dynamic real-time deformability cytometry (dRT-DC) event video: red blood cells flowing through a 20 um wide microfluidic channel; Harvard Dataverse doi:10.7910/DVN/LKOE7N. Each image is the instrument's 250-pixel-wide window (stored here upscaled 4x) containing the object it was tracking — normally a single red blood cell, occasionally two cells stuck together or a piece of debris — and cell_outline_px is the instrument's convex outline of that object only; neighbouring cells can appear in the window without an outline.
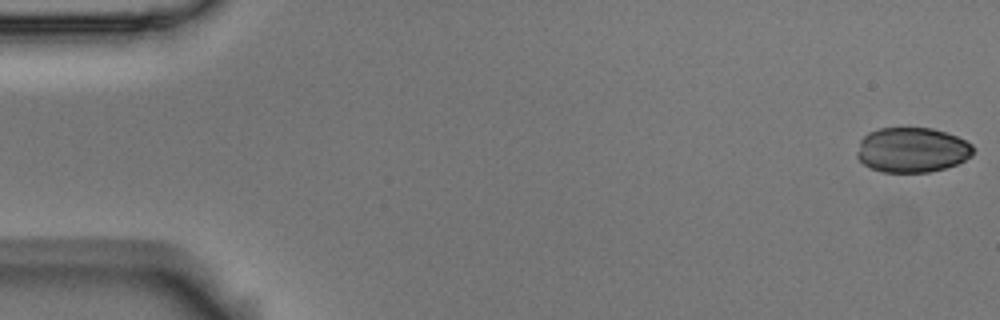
{"species": "Egyptian fruit bat (a non-hibernating species)", "species_latin": "Rousettus aegyptiacus", "temperature_condition": "room temperature", "stored_images_in_passage": 6, "camera_frame_rate_fps": 3000, "um_per_image_px": 0.085, "animal": {"sex": "male"}, "frame": {"image": 1, "passage_image": 1, "time_ms": 0.0, "image_size_px": [1000, 320], "cell_outline_px": [[976, 148], [972, 156], [956, 164], [944, 168], [928, 172], [884, 172], [872, 168], [864, 164], [856, 156], [856, 152], [860, 140], [868, 132], [880, 128], [932, 128], [956, 136], [972, 144]], "centroid_in_image_um": [77.53, 12.74], "position_along_channel_um": 7.5, "area_um2": 30.46}}
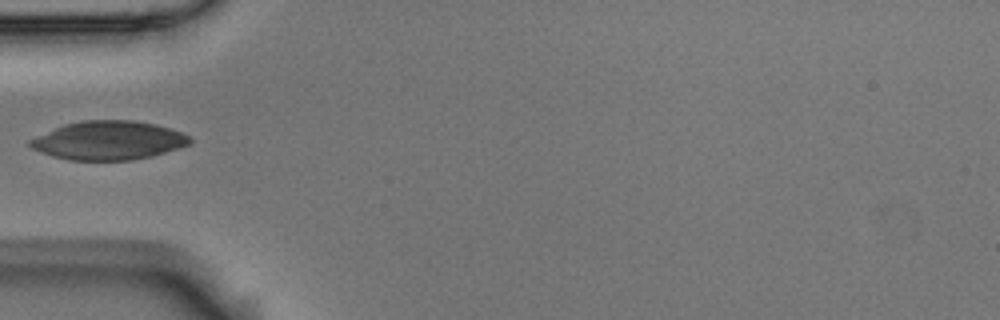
{"frame": {"image": 2, "passage_image": 5, "time_ms": 1.333, "image_size_px": [1000, 320], "cell_outline_px": [[192, 140], [188, 144], [152, 156], [132, 160], [68, 160], [52, 156], [40, 152], [32, 148], [28, 144], [28, 140], [64, 124], [80, 120], [132, 120], [156, 124], [180, 132], [188, 136]], "centroid_in_image_um": [9.18, 11.93], "position_along_channel_um": 75.8, "area_um2": 35.84}}
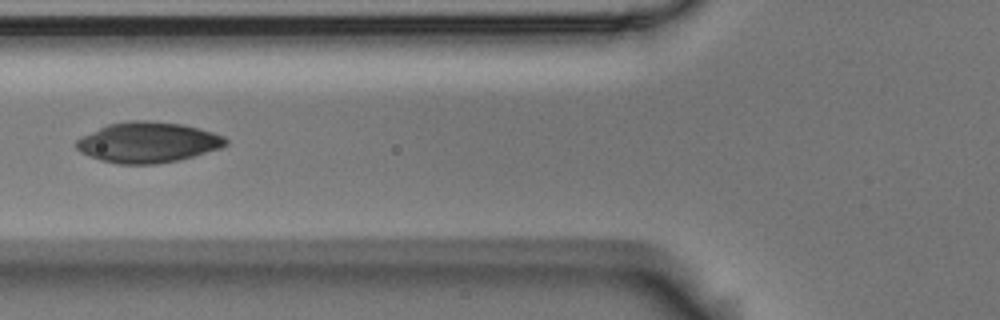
{"frame": {"image": 3, "passage_image": 6, "time_ms": 1.667, "image_size_px": [1000, 320], "cell_outline_px": [[228, 144], [220, 148], [192, 156], [176, 160], [156, 164], [120, 164], [100, 160], [80, 152], [76, 148], [76, 140], [80, 136], [108, 124], [128, 120], [144, 120], [184, 124], [200, 128], [224, 136], [228, 140]], "centroid_in_image_um": [12.55, 12.09], "position_along_channel_um": 113.3, "area_um2": 35.32}}